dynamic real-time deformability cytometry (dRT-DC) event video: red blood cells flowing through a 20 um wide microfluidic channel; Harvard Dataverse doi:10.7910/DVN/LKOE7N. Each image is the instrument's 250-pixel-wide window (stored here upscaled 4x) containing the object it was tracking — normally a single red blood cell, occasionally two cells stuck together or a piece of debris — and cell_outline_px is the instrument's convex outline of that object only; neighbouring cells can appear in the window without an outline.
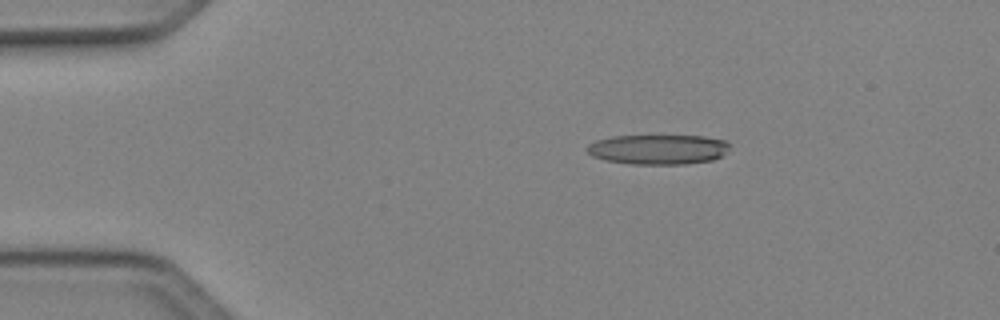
{"species": "Egyptian fruit bat (a non-hibernating species)", "species_latin": "Rousettus aegyptiacus", "temperature_condition": "cold", "stored_images_in_passage": 42, "camera_frame_rate_fps": 3000, "um_per_image_px": 0.085, "animal": {"sex": "female"}, "frame": {"image": 1, "passage_image": 2, "time_ms": 0.333, "image_size_px": [1000, 320], "cell_outline_px": [[732, 144], [728, 152], [712, 160], [688, 164], [632, 164], [604, 160], [592, 156], [584, 148], [588, 144], [596, 140], [612, 136], [704, 136], [728, 140]], "centroid_in_image_um": [55.98, 12.69], "position_along_channel_um": 29.0, "area_um2": 25.2}}
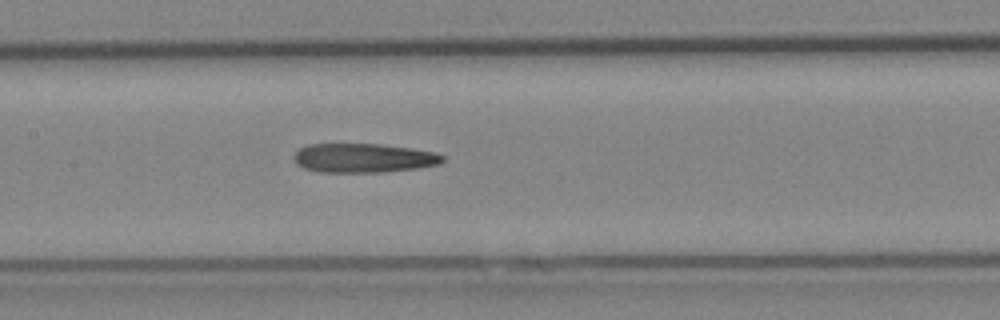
{"frame": {"image": 2, "passage_image": 17, "time_ms": 5.333, "image_size_px": [1000, 320], "cell_outline_px": [[444, 160], [440, 164], [416, 168], [384, 172], [320, 172], [304, 168], [296, 164], [292, 156], [300, 148], [308, 144], [380, 144], [412, 148], [436, 152], [444, 156]], "centroid_in_image_um": [30.89, 13.43], "position_along_channel_um": 176.5, "area_um2": 25.37}}
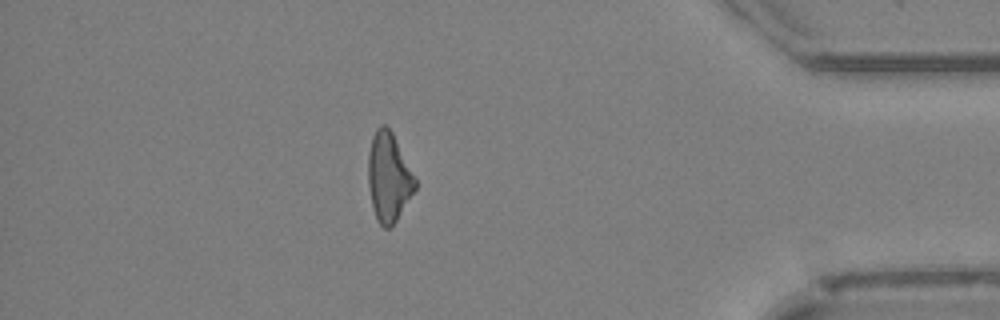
{"frame": {"image": 3, "passage_image": 36, "time_ms": 11.667, "image_size_px": [1000, 320], "cell_outline_px": [[416, 188], [396, 220], [388, 228], [384, 228], [376, 220], [372, 204], [368, 184], [368, 152], [372, 136], [376, 128], [380, 124], [384, 124], [392, 132], [416, 180]], "centroid_in_image_um": [33.01, 15.04], "position_along_channel_um": 402.2, "area_um2": 24.04}, "authors_computed_cell_mechanics": {"area_um2": 25.3453, "velocity_mm_per_s": 4.1737, "shape_relaxation_time_tau1_ms": null, "shape_relaxation_time_tau2_ms": 5.8108, "deformation_change_tau1": null, "deformation_change_tau2": 0.2417}}